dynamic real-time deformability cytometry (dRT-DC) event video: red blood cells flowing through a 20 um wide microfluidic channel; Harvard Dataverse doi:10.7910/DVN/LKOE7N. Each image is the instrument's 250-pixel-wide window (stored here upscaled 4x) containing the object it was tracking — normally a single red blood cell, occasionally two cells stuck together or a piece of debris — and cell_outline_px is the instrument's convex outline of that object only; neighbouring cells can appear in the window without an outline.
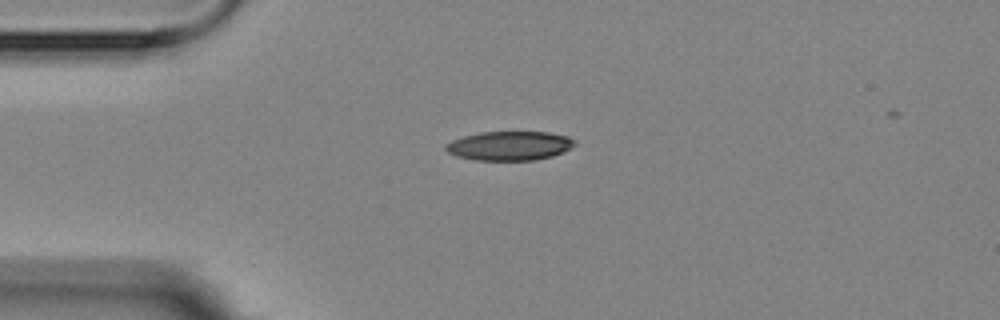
{"species": "Egyptian fruit bat (a non-hibernating species)", "species_latin": "Rousettus aegyptiacus", "temperature_condition": "room temperature", "stored_images_in_passage": 3, "camera_frame_rate_fps": 3000, "um_per_image_px": 0.085, "animal": {"sex": "female"}, "frame": {"image": 1, "passage_image": 1, "time_ms": 0.0, "image_size_px": [1000, 320], "cell_outline_px": [[576, 144], [572, 148], [552, 156], [532, 160], [476, 160], [456, 156], [448, 152], [444, 148], [444, 144], [452, 140], [464, 136], [480, 132], [548, 132], [568, 136], [576, 140]], "centroid_in_image_um": [43.31, 12.38], "position_along_channel_um": 41.7, "area_um2": 21.96}}
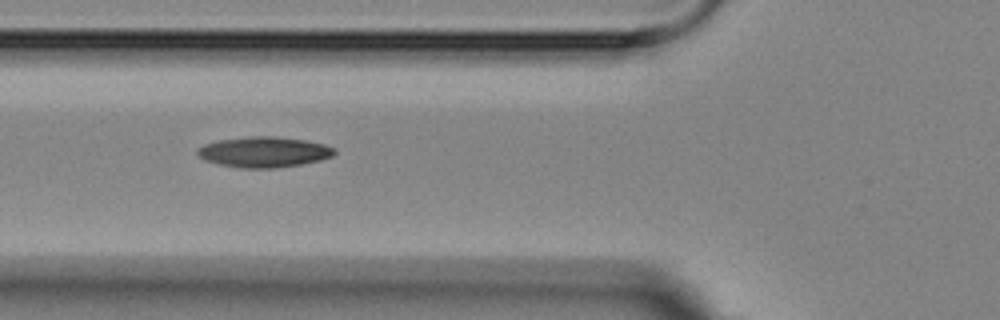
{"frame": {"image": 2, "passage_image": 3, "time_ms": 2.333, "image_size_px": [1000, 320], "cell_outline_px": [[336, 152], [332, 156], [320, 160], [300, 164], [272, 168], [240, 168], [220, 164], [204, 160], [196, 152], [196, 148], [204, 144], [220, 140], [248, 136], [276, 136], [308, 140], [324, 144], [336, 148]], "centroid_in_image_um": [22.44, 12.91], "position_along_channel_um": 103.4, "area_um2": 24.45}}